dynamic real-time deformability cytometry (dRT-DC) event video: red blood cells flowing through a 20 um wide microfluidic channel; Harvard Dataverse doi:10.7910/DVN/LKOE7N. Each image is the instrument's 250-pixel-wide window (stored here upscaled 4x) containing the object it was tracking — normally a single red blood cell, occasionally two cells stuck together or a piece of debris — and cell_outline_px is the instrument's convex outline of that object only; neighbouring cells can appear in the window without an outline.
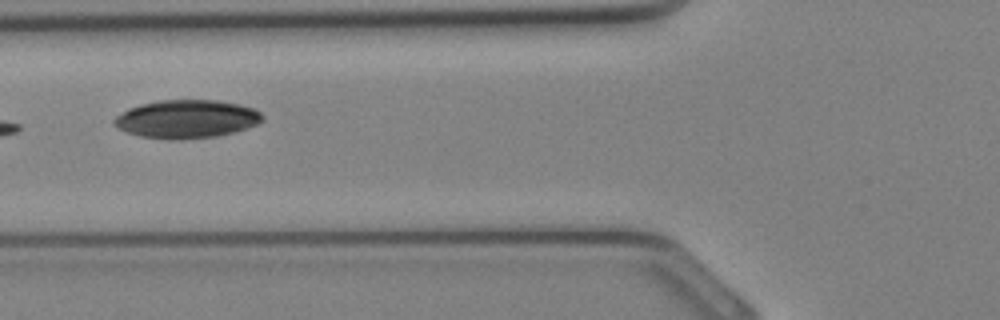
{"species": "Egyptian fruit bat (a non-hibernating species)", "species_latin": "Rousettus aegyptiacus", "temperature_condition": "cold", "stored_images_in_passage": 30, "camera_frame_rate_fps": 3000, "um_per_image_px": 0.085, "animal": {"sex": "female"}, "frame": {"image": 1, "passage_image": 9, "time_ms": 2.667, "image_size_px": [1000, 320], "cell_outline_px": [[264, 120], [256, 124], [232, 132], [216, 136], [140, 136], [128, 132], [112, 124], [112, 120], [116, 116], [128, 108], [140, 104], [160, 100], [216, 100], [240, 104], [252, 108], [260, 112], [264, 116]], "centroid_in_image_um": [15.87, 10.05], "position_along_channel_um": 109.9, "area_um2": 31.79}}
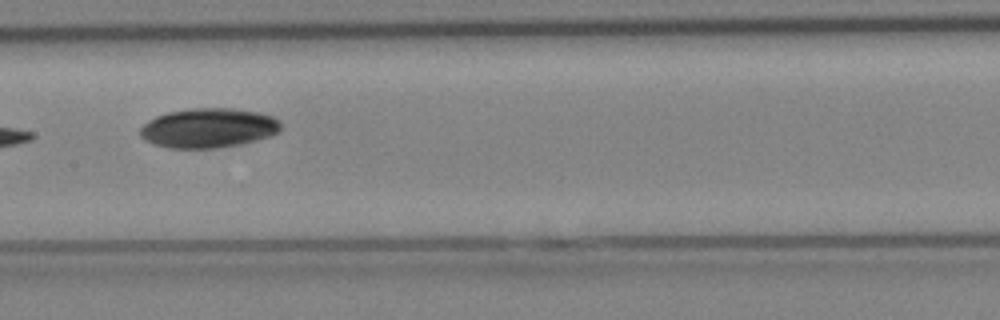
{"frame": {"image": 2, "passage_image": 13, "time_ms": 4.0, "image_size_px": [1000, 320], "cell_outline_px": [[280, 128], [276, 132], [268, 136], [256, 140], [240, 144], [216, 148], [168, 148], [144, 140], [140, 136], [140, 128], [148, 120], [156, 116], [168, 112], [192, 108], [232, 108], [256, 112], [272, 116], [280, 120]], "centroid_in_image_um": [17.68, 10.87], "position_along_channel_um": 189.7, "area_um2": 32.25}}
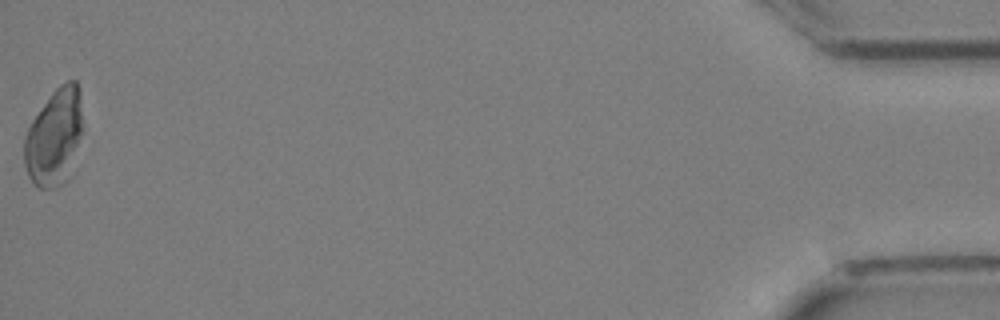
{"frame": {"image": 3, "passage_image": 30, "time_ms": 9.667, "image_size_px": [1000, 320], "cell_outline_px": [[84, 132], [72, 176], [68, 180], [56, 188], [40, 188], [28, 176], [24, 164], [24, 140], [28, 128], [32, 120], [52, 92], [60, 84], [68, 80], [76, 80], [80, 92], [84, 124]], "centroid_in_image_um": [4.69, 11.68], "position_along_channel_um": 430.5, "area_um2": 34.04}}